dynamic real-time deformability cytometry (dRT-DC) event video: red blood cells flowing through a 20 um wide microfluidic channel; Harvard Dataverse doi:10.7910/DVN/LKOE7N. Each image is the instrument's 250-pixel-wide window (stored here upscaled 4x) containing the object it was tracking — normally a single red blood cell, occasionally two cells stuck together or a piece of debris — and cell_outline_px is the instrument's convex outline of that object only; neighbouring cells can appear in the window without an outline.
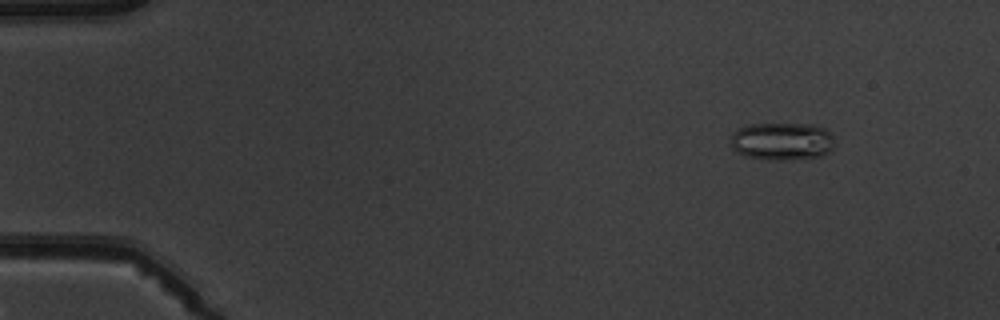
{"species": "common noctule bat (a hibernating species)", "species_latin": "Nyctalus noctula", "temperature_condition": "warm", "stored_images_in_passage": 5, "camera_frame_rate_fps": 3000, "um_per_image_px": 0.085, "animal": {"sex": "male", "body_mass_g": 19.5, "forearm_length_mm": 54.6}, "frame": {"image": 1, "passage_image": 2, "time_ms": 1.333, "image_size_px": [1000, 320], "cell_outline_px": [[832, 148], [828, 152], [820, 156], [788, 160], [764, 160], [744, 156], [736, 152], [732, 148], [728, 140], [740, 128], [748, 124], [812, 124], [824, 128], [832, 136]], "centroid_in_image_um": [66.42, 12.02], "position_along_channel_um": 18.6, "area_um2": 22.95}}
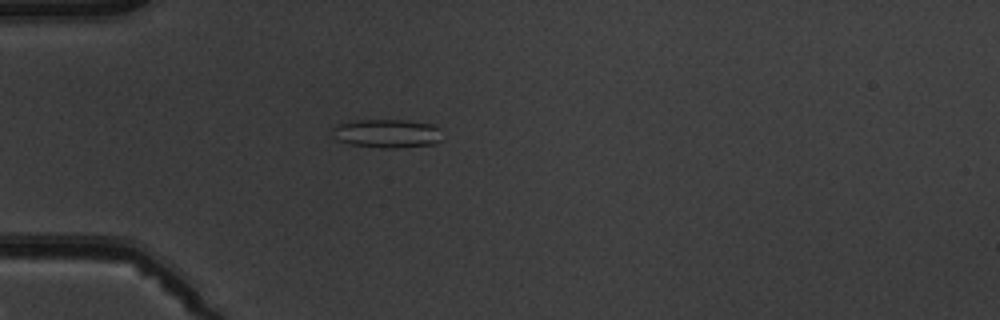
{"frame": {"image": 2, "passage_image": 5, "time_ms": 4.667, "image_size_px": [1000, 320], "cell_outline_px": [[440, 140], [432, 144], [396, 148], [380, 148], [348, 144], [336, 140], [328, 132], [332, 128], [348, 120], [408, 120], [432, 124], [440, 128]], "centroid_in_image_um": [32.82, 11.34], "position_along_channel_um": 52.2, "area_um2": 18.67}}